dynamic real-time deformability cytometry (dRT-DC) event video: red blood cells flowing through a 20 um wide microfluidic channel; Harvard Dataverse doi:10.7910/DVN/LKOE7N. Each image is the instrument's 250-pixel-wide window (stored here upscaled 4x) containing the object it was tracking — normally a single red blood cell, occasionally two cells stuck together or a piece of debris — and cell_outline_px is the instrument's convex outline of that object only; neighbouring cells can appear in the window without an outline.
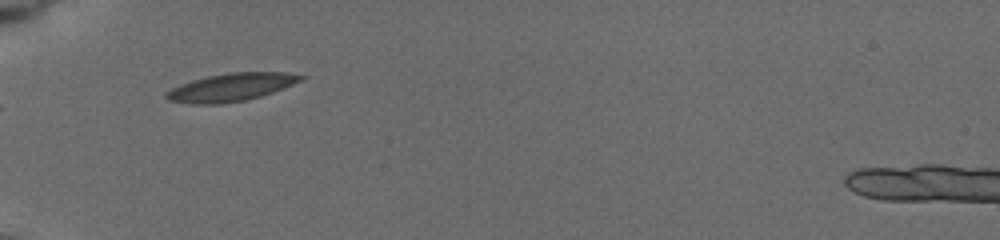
{"species": "common noctule bat (a hibernating species)", "species_latin": "Nyctalus noctula", "temperature_condition": "cold", "stored_images_in_passage": 47, "camera_frame_rate_fps": 3000, "um_per_image_px": 0.085, "animal": {"sex": "female", "body_mass_g": 19.5, "forearm_length_mm": 54.1}, "frame": {"image": 1, "passage_image": 1, "time_ms": 0.0, "image_size_px": [1000, 240], "cell_outline_px": [[308, 76], [284, 88], [260, 96], [244, 100], [220, 104], [188, 104], [168, 100], [164, 96], [164, 92], [180, 84], [192, 80], [208, 76], [228, 72], [284, 72]], "centroid_in_image_um": [19.59, 7.42], "position_along_channel_um": 65.4, "area_um2": 21.85}, "authors_computed_cell_mechanics": {"area_um2": 17.8024, "velocity_mm_per_s": 3.7669, "shape_relaxation_time_tau1_ms": 5.4155, "shape_relaxation_time_tau2_ms": 3.2551, "deformation_change_tau1": 0.1407, "deformation_change_tau2": 0.1124}}